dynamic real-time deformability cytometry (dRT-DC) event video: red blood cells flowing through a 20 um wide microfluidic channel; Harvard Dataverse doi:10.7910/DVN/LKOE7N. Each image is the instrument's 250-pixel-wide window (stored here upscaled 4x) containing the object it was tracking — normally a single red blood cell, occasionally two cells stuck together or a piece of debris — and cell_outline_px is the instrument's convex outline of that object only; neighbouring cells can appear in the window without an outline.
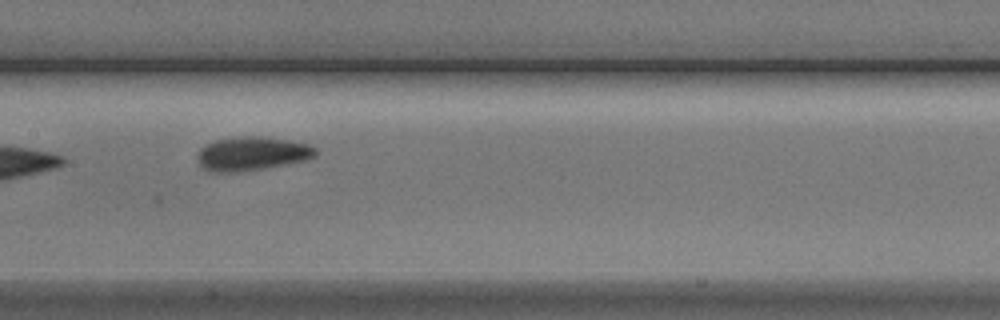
{"species": "Egyptian fruit bat (a non-hibernating species)", "species_latin": "Rousettus aegyptiacus", "temperature_condition": "cold", "stored_images_in_passage": 5, "camera_frame_rate_fps": 3000, "um_per_image_px": 0.085, "animal": {"sex": "male"}, "frame": {"image": 1, "passage_image": 5, "time_ms": 5.0, "image_size_px": [1000, 320], "cell_outline_px": [[316, 156], [304, 160], [264, 168], [236, 172], [212, 172], [204, 168], [196, 160], [196, 156], [200, 148], [204, 144], [216, 140], [244, 136], [260, 136], [288, 140], [308, 144], [316, 148]], "centroid_in_image_um": [21.37, 13.05], "position_along_channel_um": 186.0, "area_um2": 23.18}}